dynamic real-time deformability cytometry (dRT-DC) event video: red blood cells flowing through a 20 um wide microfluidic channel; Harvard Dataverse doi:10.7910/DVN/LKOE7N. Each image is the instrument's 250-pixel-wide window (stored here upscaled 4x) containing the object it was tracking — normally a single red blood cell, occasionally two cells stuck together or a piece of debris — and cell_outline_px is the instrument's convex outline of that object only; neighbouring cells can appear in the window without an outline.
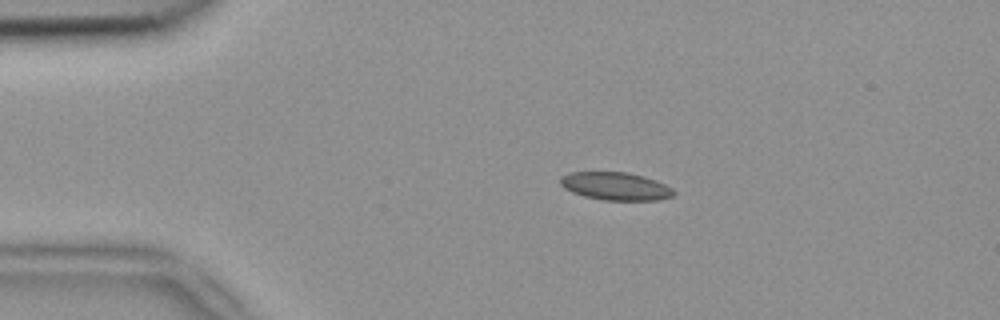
{"species": "common noctule bat (a hibernating species)", "species_latin": "Nyctalus noctula", "temperature_condition": "room temperature", "stored_images_in_passage": 5, "camera_frame_rate_fps": 3000, "um_per_image_px": 0.085, "animal": {"sex": "female", "body_mass_g": 18.4}, "frame": {"image": 1, "passage_image": 2, "time_ms": 0.333, "image_size_px": [1000, 320], "cell_outline_px": [[676, 192], [672, 196], [656, 200], [604, 200], [584, 196], [572, 192], [564, 188], [560, 184], [560, 176], [572, 172], [628, 172], [644, 176], [656, 180], [672, 188]], "centroid_in_image_um": [52.31, 15.82], "position_along_channel_um": 32.7, "area_um2": 18.44}}
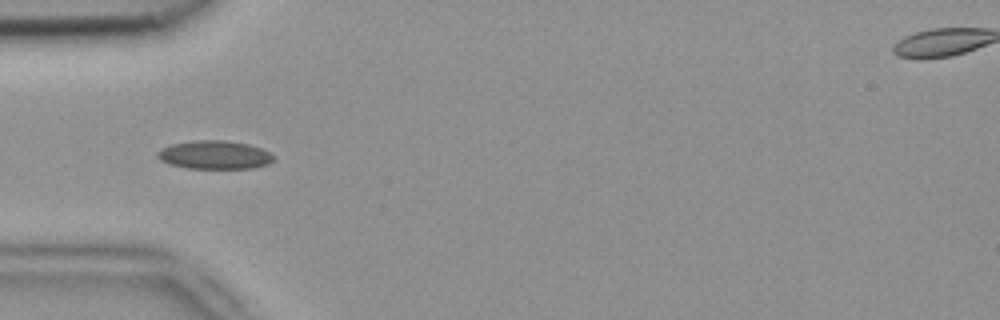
{"frame": {"image": 2, "passage_image": 4, "time_ms": 1.0, "image_size_px": [1000, 320], "cell_outline_px": [[272, 160], [268, 164], [252, 168], [188, 168], [168, 164], [160, 160], [156, 156], [156, 152], [172, 144], [196, 140], [224, 140], [248, 144], [260, 148], [268, 152], [272, 156]], "centroid_in_image_um": [18.2, 13.16], "position_along_channel_um": 66.8, "area_um2": 19.02}}